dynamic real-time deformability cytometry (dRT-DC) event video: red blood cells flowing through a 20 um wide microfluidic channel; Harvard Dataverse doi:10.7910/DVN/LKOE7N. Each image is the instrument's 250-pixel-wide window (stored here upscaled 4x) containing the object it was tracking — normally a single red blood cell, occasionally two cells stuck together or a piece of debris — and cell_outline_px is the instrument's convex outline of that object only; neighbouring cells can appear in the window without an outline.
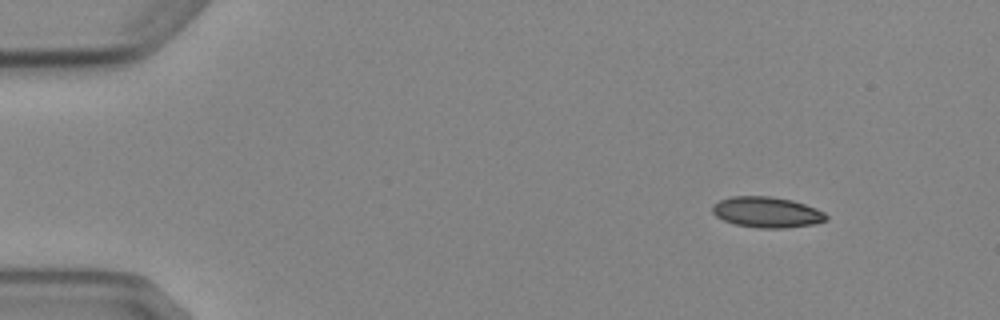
{"species": "Egyptian fruit bat (a non-hibernating species)", "species_latin": "Rousettus aegyptiacus", "temperature_condition": "cold", "stored_images_in_passage": 6, "camera_frame_rate_fps": 3000, "um_per_image_px": 0.085, "animal": {"sex": "female"}, "frame": {"image": 1, "passage_image": 1, "time_ms": 0.0, "image_size_px": [1000, 320], "cell_outline_px": [[828, 220], [816, 224], [784, 228], [756, 228], [736, 224], [724, 220], [716, 216], [712, 212], [712, 204], [720, 200], [732, 196], [772, 196], [792, 200], [816, 208], [824, 212], [828, 216]], "centroid_in_image_um": [65.2, 18.04], "position_along_channel_um": 19.8, "area_um2": 20.52}}
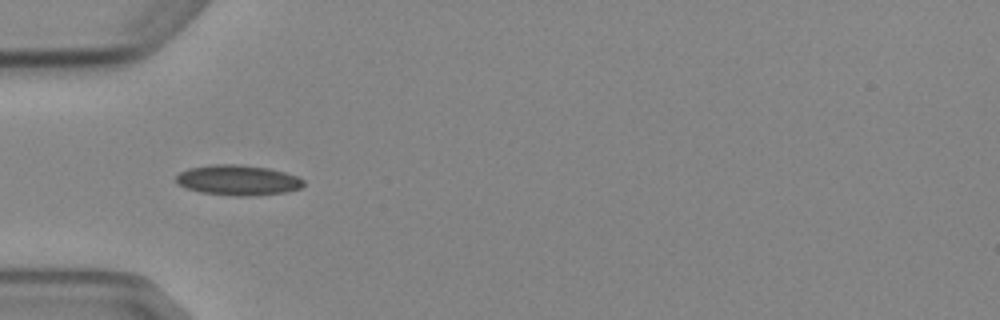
{"frame": {"image": 2, "passage_image": 4, "time_ms": 3.667, "image_size_px": [1000, 320], "cell_outline_px": [[304, 184], [300, 188], [284, 192], [252, 196], [236, 196], [200, 192], [176, 184], [176, 176], [180, 172], [188, 168], [216, 164], [236, 164], [268, 168], [284, 172], [296, 176], [304, 180]], "centroid_in_image_um": [20.2, 15.31], "position_along_channel_um": 64.8, "area_um2": 22.37}}
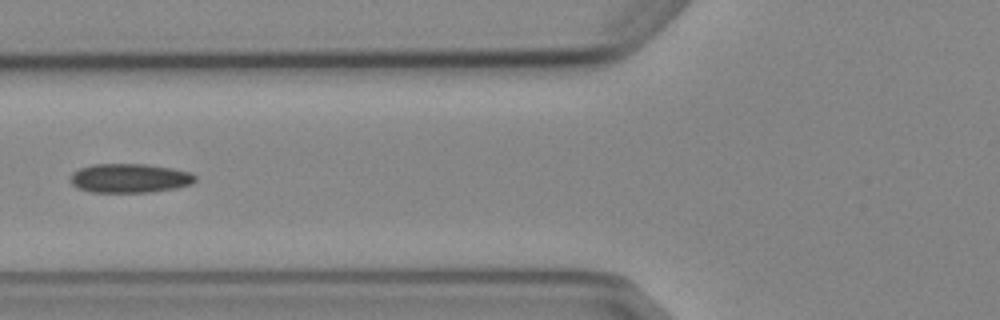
{"frame": {"image": 3, "passage_image": 5, "time_ms": 5.0, "image_size_px": [1000, 320], "cell_outline_px": [[196, 180], [192, 184], [176, 188], [152, 192], [92, 192], [80, 188], [72, 184], [72, 172], [80, 168], [92, 164], [148, 164], [172, 168], [192, 172], [196, 176]], "centroid_in_image_um": [11.08, 15.14], "position_along_channel_um": 114.7, "area_um2": 21.21}}